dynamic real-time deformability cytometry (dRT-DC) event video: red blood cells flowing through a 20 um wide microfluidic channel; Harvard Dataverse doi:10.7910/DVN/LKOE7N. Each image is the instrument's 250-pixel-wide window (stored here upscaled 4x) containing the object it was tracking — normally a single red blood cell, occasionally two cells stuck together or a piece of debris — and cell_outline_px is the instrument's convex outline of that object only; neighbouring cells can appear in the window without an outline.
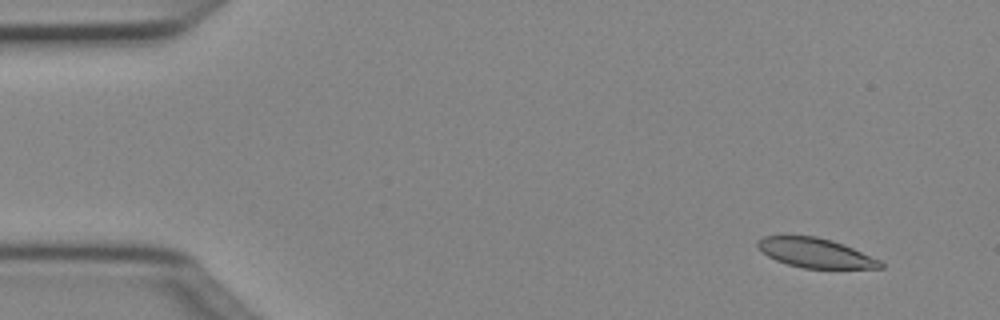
{"species": "Egyptian fruit bat (a non-hibernating species)", "species_latin": "Rousettus aegyptiacus", "temperature_condition": "cold", "stored_images_in_passage": 50, "camera_frame_rate_fps": 3000, "um_per_image_px": 0.085, "animal": {"sex": "female"}, "frame": {"image": 1, "passage_image": 4, "time_ms": 1.0, "image_size_px": [1000, 320], "cell_outline_px": [[884, 268], [804, 268], [788, 264], [776, 260], [768, 256], [756, 248], [756, 240], [764, 236], [816, 236], [832, 240], [852, 248], [880, 260], [884, 264]], "centroid_in_image_um": [69.27, 21.49], "position_along_channel_um": 15.7, "area_um2": 20.98}}
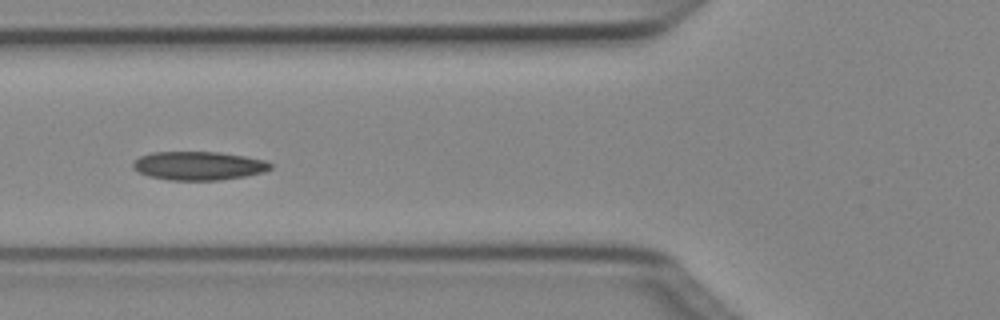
{"frame": {"image": 2, "passage_image": 19, "time_ms": 6.0, "image_size_px": [1000, 320], "cell_outline_px": [[272, 168], [264, 172], [244, 176], [220, 180], [168, 180], [148, 176], [132, 168], [132, 160], [140, 156], [152, 152], [220, 152], [244, 156], [264, 160], [272, 164]], "centroid_in_image_um": [16.85, 14.09], "position_along_channel_um": 109.0, "area_um2": 23.0}}
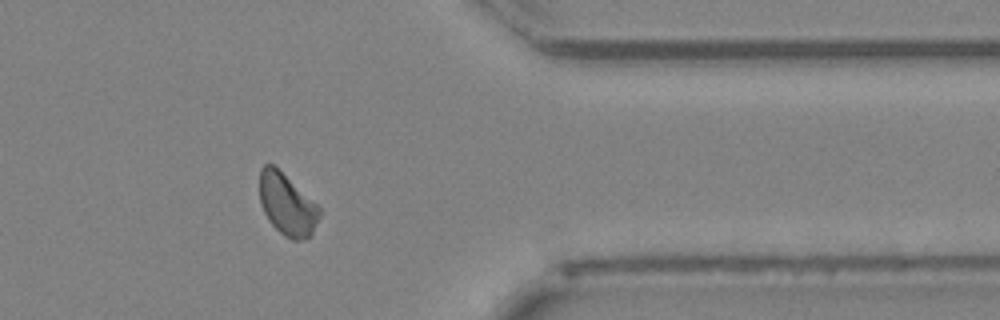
{"frame": {"image": 3, "passage_image": 41, "time_ms": 13.333, "image_size_px": [1000, 320], "cell_outline_px": [[320, 216], [312, 232], [308, 236], [300, 240], [292, 240], [284, 236], [268, 220], [260, 204], [260, 168], [264, 164], [272, 164], [316, 204], [320, 208]], "centroid_in_image_um": [24.37, 17.4], "position_along_channel_um": 387.0, "area_um2": 20.98}, "authors_computed_cell_mechanics": {"area_um2": 22.1374, "velocity_mm_per_s": 4.0023, "shape_relaxation_time_tau1_ms": 5.092, "shape_relaxation_time_tau2_ms": 4.1455, "deformation_change_tau1": 0.1127, "deformation_change_tau2": 0.0809}}